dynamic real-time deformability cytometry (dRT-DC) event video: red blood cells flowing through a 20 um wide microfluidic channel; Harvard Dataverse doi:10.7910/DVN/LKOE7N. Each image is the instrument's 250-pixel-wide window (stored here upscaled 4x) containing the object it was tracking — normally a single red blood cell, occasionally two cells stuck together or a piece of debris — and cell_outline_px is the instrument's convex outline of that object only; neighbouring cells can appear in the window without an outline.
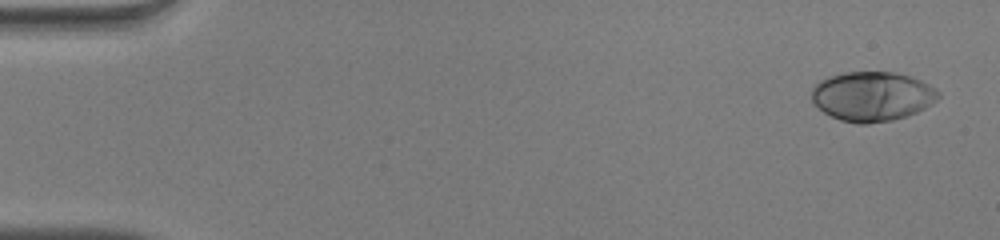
{"species": "human", "species_latin": "Homo sapiens", "temperature_condition": "warm", "stored_images_in_passage": 51, "camera_frame_rate_fps": 3000, "um_per_image_px": 0.085, "donor": {"sex": "male"}, "frame": {"image": 1, "passage_image": 2, "time_ms": 0.333, "image_size_px": [1000, 240], "cell_outline_px": [[940, 96], [936, 100], [924, 108], [908, 116], [892, 120], [868, 124], [856, 124], [840, 120], [824, 112], [812, 100], [812, 88], [820, 80], [828, 76], [844, 72], [896, 72], [912, 76], [928, 84], [940, 92]], "centroid_in_image_um": [74.14, 8.18], "position_along_channel_um": 10.9, "area_um2": 36.65}}
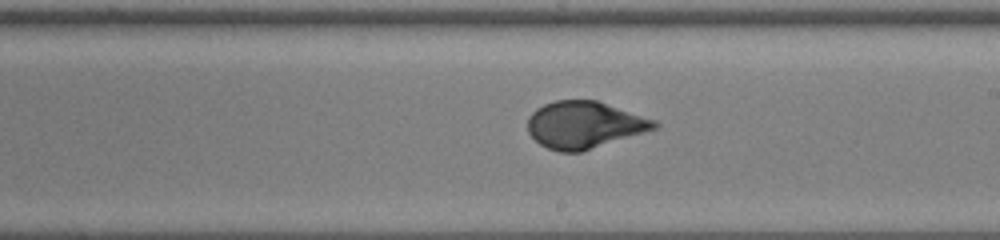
{"frame": {"image": 2, "passage_image": 30, "time_ms": 9.667, "image_size_px": [1000, 240], "cell_outline_px": [[660, 124], [656, 128], [644, 132], [580, 152], [560, 152], [548, 148], [540, 144], [528, 132], [528, 116], [536, 108], [544, 104], [556, 100], [596, 100], [656, 120]], "centroid_in_image_um": [49.65, 10.6], "position_along_channel_um": 239.4, "area_um2": 34.39}}
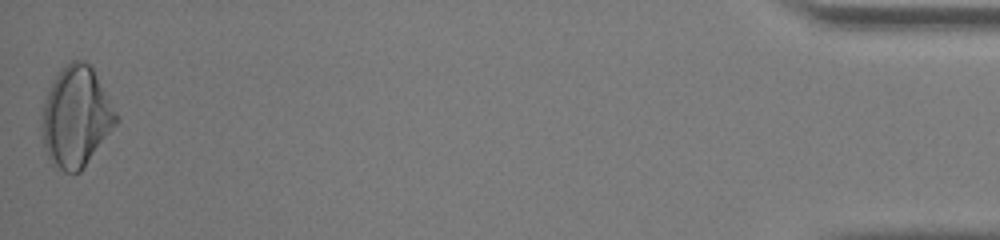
{"frame": {"image": 3, "passage_image": 51, "time_ms": 16.667, "image_size_px": [1000, 240], "cell_outline_px": [[120, 120], [80, 172], [64, 172], [52, 164], [48, 156], [44, 144], [44, 104], [48, 92], [56, 76], [68, 60], [84, 60], [92, 68], [120, 116]], "centroid_in_image_um": [6.52, 9.93], "position_along_channel_um": 428.7, "area_um2": 42.77}, "authors_computed_cell_mechanics": {"area_um2": 35.1424, "velocity_mm_per_s": 4.0279, "shape_relaxation_time_tau1_ms": 6.8997, "shape_relaxation_time_tau2_ms": null, "deformation_change_tau1": 0.2829, "deformation_change_tau2": null}}